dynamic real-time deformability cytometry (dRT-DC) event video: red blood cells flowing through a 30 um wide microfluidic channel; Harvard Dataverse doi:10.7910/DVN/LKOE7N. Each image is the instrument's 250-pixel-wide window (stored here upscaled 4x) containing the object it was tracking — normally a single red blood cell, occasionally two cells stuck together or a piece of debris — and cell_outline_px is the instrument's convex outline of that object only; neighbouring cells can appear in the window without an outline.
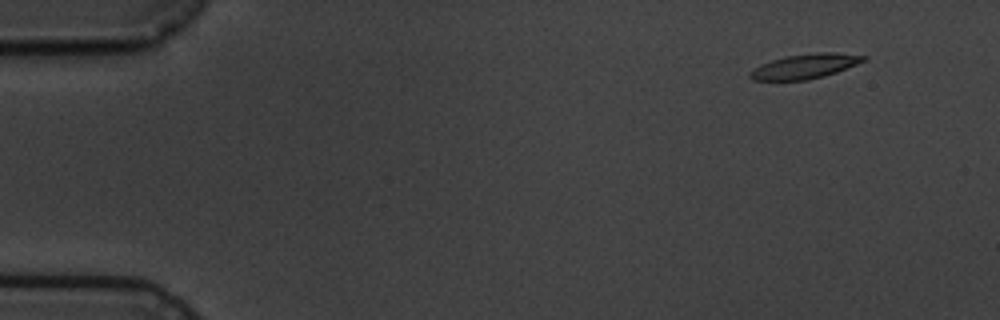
{"species": "common noctule bat (a hibernating species)", "species_latin": "Nyctalus noctula", "temperature_condition": "cold", "stored_images_in_passage": 6, "camera_frame_rate_fps": 3000, "um_per_image_px": 0.085, "animal": {"sex": "male", "body_mass_g": 19.5, "forearm_length_mm": 54.6}, "frame": {"image": 1, "passage_image": 2, "time_ms": 1.333, "image_size_px": [1000, 320], "cell_outline_px": [[868, 60], [836, 72], [824, 76], [808, 80], [752, 80], [748, 76], [748, 72], [772, 60], [784, 56], [816, 52], [836, 52], [868, 56]], "centroid_in_image_um": [68.47, 5.62], "position_along_channel_um": 16.5, "area_um2": 16.36}}
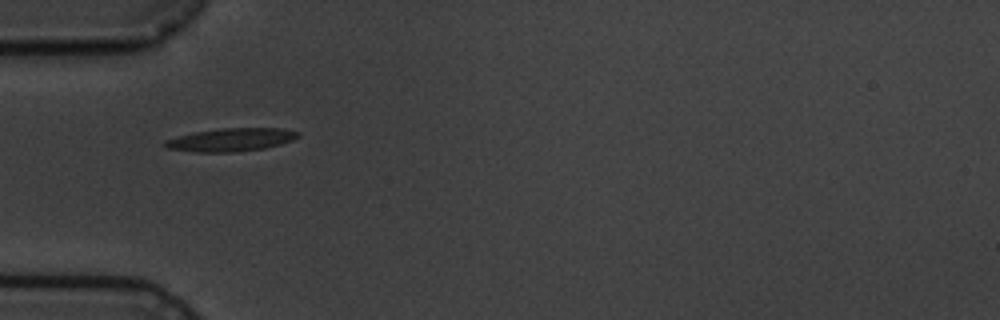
{"frame": {"image": 2, "passage_image": 5, "time_ms": 5.667, "image_size_px": [1000, 320], "cell_outline_px": [[300, 136], [292, 140], [280, 144], [264, 148], [236, 152], [196, 152], [168, 148], [164, 144], [164, 140], [196, 132], [220, 128], [284, 128], [300, 132]], "centroid_in_image_um": [19.69, 11.87], "position_along_channel_um": 65.3, "area_um2": 17.8}}
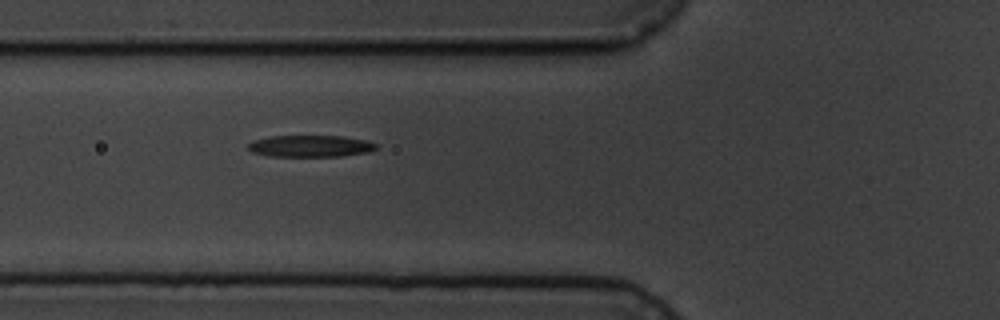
{"frame": {"image": 3, "passage_image": 6, "time_ms": 6.667, "image_size_px": [1000, 320], "cell_outline_px": [[376, 148], [368, 152], [340, 156], [268, 156], [252, 152], [248, 148], [248, 144], [256, 140], [272, 136], [344, 136], [368, 140], [376, 144]], "centroid_in_image_um": [26.41, 12.41], "position_along_channel_um": 99.4, "area_um2": 16.07}}